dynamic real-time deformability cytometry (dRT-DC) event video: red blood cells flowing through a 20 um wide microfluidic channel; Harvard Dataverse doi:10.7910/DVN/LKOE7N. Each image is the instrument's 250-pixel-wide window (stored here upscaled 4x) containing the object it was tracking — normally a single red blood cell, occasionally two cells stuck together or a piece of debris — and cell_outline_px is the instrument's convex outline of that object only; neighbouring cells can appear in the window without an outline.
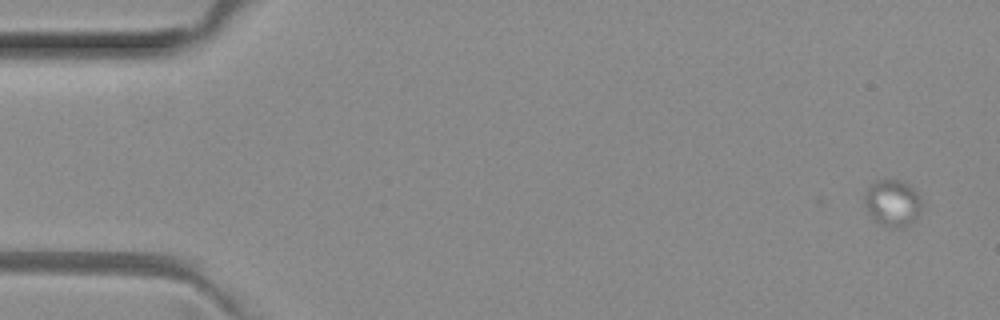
{"species": "common noctule bat (a hibernating species)", "species_latin": "Nyctalus noctula", "temperature_condition": "room temperature", "stored_images_in_passage": 4, "camera_frame_rate_fps": 3000, "um_per_image_px": 0.085, "animal": {"sex": "female", "body_mass_g": 29.2, "forearm_length_mm": 56.3}, "frame": {"image": 1, "passage_image": 1, "time_ms": 0.0, "image_size_px": [1000, 320], "cell_outline_px": [[920, 208], [916, 216], [904, 228], [892, 228], [880, 224], [872, 216], [864, 200], [864, 196], [868, 188], [876, 180], [900, 180], [908, 184], [920, 196]], "centroid_in_image_um": [75.86, 17.25], "position_along_channel_um": 9.1, "area_um2": 15.09}}
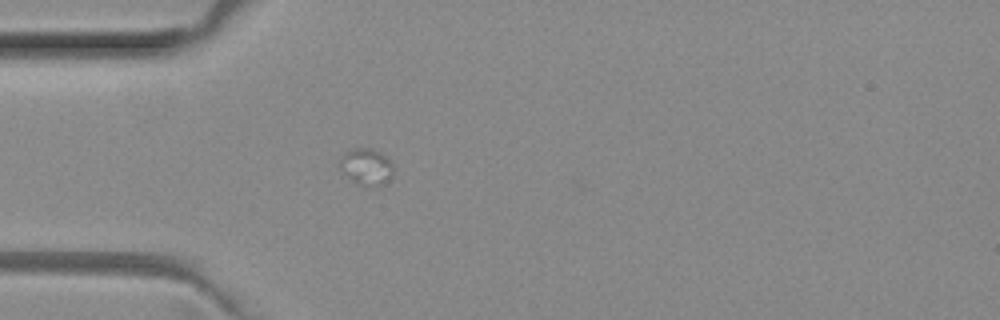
{"frame": {"image": 2, "passage_image": 4, "time_ms": 1.0, "image_size_px": [1000, 320], "cell_outline_px": [[392, 176], [380, 188], [356, 184], [336, 164], [344, 152], [352, 148], [372, 148], [388, 156], [392, 164]], "centroid_in_image_um": [31.14, 14.17], "position_along_channel_um": 53.9, "area_um2": 11.79}}